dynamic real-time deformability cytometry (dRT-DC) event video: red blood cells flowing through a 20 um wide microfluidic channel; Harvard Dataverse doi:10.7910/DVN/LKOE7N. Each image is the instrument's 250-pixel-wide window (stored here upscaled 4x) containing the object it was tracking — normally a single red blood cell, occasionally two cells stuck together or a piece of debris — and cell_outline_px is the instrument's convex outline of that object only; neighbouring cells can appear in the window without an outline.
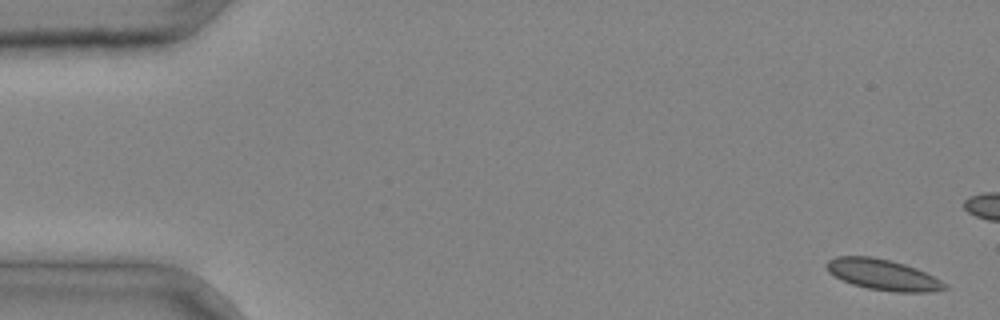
{"species": "common noctule bat (a hibernating species)", "species_latin": "Nyctalus noctula", "temperature_condition": "cold", "stored_images_in_passage": 4, "camera_frame_rate_fps": 3000, "um_per_image_px": 0.085, "animal": {"sex": "male", "body_mass_g": 20.4}, "frame": {"image": 1, "passage_image": 1, "time_ms": 0.0, "image_size_px": [1000, 320], "cell_outline_px": [[948, 288], [928, 292], [896, 292], [868, 288], [852, 284], [828, 272], [824, 264], [828, 260], [836, 256], [872, 256], [904, 264], [916, 268], [940, 280]], "centroid_in_image_um": [75.0, 23.34], "position_along_channel_um": 10.0, "area_um2": 20.92}}